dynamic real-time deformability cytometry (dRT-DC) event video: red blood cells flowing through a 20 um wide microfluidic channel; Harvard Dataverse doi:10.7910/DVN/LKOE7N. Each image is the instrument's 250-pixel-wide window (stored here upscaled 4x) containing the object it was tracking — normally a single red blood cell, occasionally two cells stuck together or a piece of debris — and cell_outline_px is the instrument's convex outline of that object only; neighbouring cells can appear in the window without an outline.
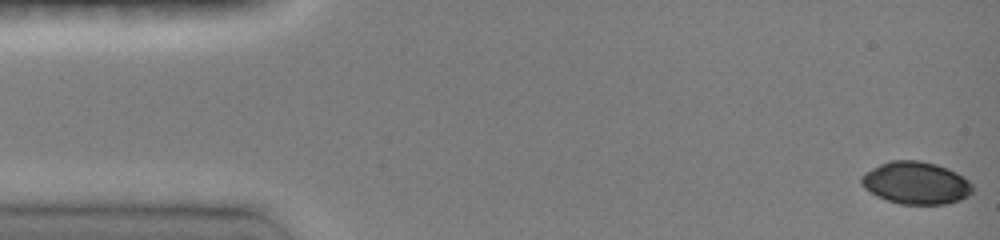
{"species": "common noctule bat (a hibernating species)", "species_latin": "Nyctalus noctula", "temperature_condition": "room temperature", "stored_images_in_passage": 47, "camera_frame_rate_fps": 3000, "um_per_image_px": 0.085, "animal": {"sex": "female", "body_mass_g": 19.0, "forearm_length_mm": 51.5}, "frame": {"image": 1, "passage_image": 1, "time_ms": 0.0, "image_size_px": [1000, 240], "cell_outline_px": [[976, 188], [968, 196], [960, 200], [948, 204], [900, 204], [876, 196], [864, 188], [860, 184], [860, 176], [864, 172], [880, 164], [892, 160], [920, 160], [936, 164], [948, 168], [964, 176]], "centroid_in_image_um": [77.86, 15.55], "position_along_channel_um": 7.1, "area_um2": 27.86}}
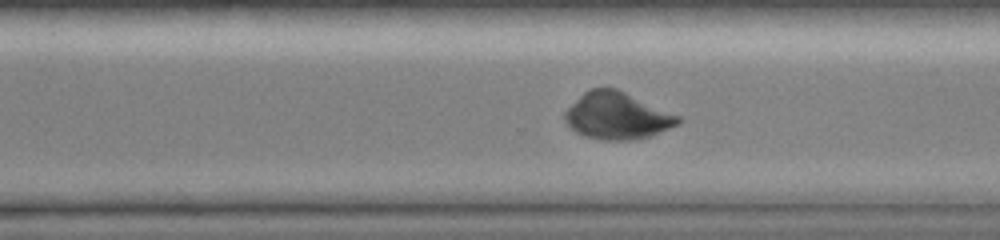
{"frame": {"image": 2, "passage_image": 34, "time_ms": 10.667, "image_size_px": [1000, 240], "cell_outline_px": [[684, 120], [680, 124], [652, 136], [632, 140], [604, 140], [584, 136], [576, 132], [564, 120], [564, 112], [584, 92], [592, 88], [616, 88], [680, 116]], "centroid_in_image_um": [52.49, 9.86], "position_along_channel_um": 318.1, "area_um2": 30.92}}
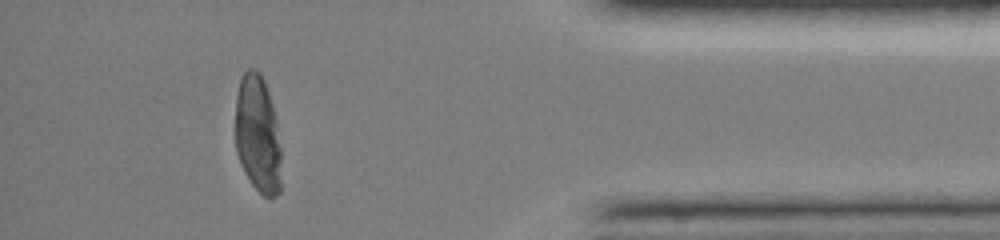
{"frame": {"image": 3, "passage_image": 43, "time_ms": 13.667, "image_size_px": [1000, 240], "cell_outline_px": [[280, 192], [276, 196], [268, 200], [252, 184], [244, 172], [240, 164], [236, 152], [236, 96], [240, 76], [248, 68], [256, 68], [260, 72], [264, 80], [268, 92], [276, 120], [280, 148]], "centroid_in_image_um": [21.89, 11.42], "position_along_channel_um": 413.3, "area_um2": 31.67}}